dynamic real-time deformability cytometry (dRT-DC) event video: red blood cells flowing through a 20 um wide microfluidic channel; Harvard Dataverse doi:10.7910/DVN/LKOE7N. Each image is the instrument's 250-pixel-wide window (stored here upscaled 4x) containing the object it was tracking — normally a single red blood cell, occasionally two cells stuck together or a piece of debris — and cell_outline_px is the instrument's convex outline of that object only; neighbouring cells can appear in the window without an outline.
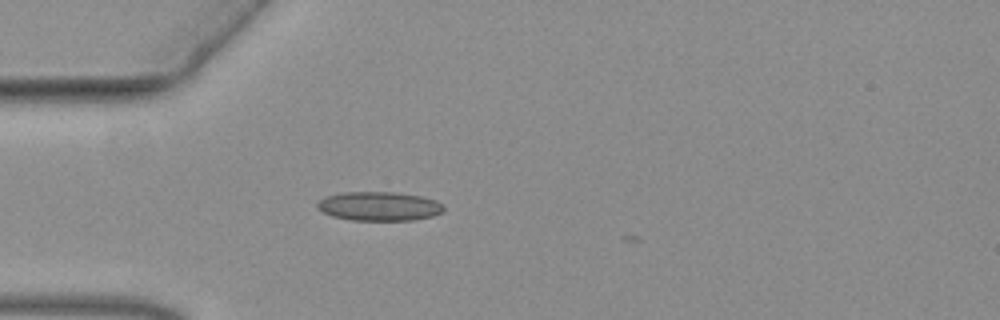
{"species": "common noctule bat (a hibernating species)", "species_latin": "Nyctalus noctula", "temperature_condition": "warm", "stored_images_in_passage": 3, "camera_frame_rate_fps": 3000, "um_per_image_px": 0.085, "animal": {"sex": "female", "body_mass_g": 19.3, "forearm_length_mm": 54.1}, "frame": {"image": 1, "passage_image": 2, "time_ms": 0.333, "image_size_px": [1000, 320], "cell_outline_px": [[444, 212], [432, 216], [416, 220], [352, 220], [332, 216], [316, 208], [316, 204], [324, 196], [344, 192], [396, 192], [420, 196], [436, 200], [444, 204]], "centroid_in_image_um": [32.25, 17.53], "position_along_channel_um": 52.8, "area_um2": 21.56}}